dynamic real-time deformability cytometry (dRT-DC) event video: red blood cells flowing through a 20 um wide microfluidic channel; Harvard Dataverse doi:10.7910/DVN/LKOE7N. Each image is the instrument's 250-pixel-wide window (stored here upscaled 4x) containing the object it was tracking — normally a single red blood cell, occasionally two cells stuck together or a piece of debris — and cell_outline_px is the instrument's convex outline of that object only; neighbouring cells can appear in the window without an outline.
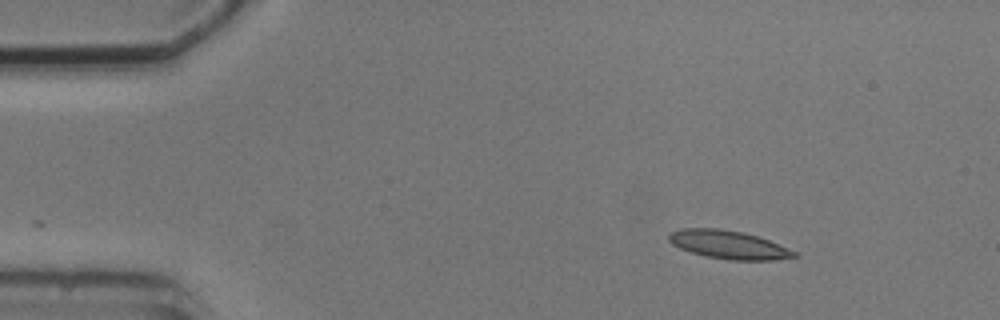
{"species": "common noctule bat (a hibernating species)", "species_latin": "Nyctalus noctula", "temperature_condition": "cold", "stored_images_in_passage": 2, "camera_frame_rate_fps": 3000, "um_per_image_px": 0.085, "animal": {"sex": "male", "body_mass_g": 20.5, "forearm_length_mm": 52.5}, "frame": {"image": 1, "passage_image": 2, "time_ms": 1.333, "image_size_px": [1000, 320], "cell_outline_px": [[800, 256], [772, 260], [728, 260], [708, 256], [692, 252], [680, 248], [672, 244], [668, 240], [668, 236], [672, 232], [680, 228], [716, 228], [744, 232], [768, 240], [796, 252]], "centroid_in_image_um": [61.91, 20.79], "position_along_channel_um": 23.1, "area_um2": 20.46}}